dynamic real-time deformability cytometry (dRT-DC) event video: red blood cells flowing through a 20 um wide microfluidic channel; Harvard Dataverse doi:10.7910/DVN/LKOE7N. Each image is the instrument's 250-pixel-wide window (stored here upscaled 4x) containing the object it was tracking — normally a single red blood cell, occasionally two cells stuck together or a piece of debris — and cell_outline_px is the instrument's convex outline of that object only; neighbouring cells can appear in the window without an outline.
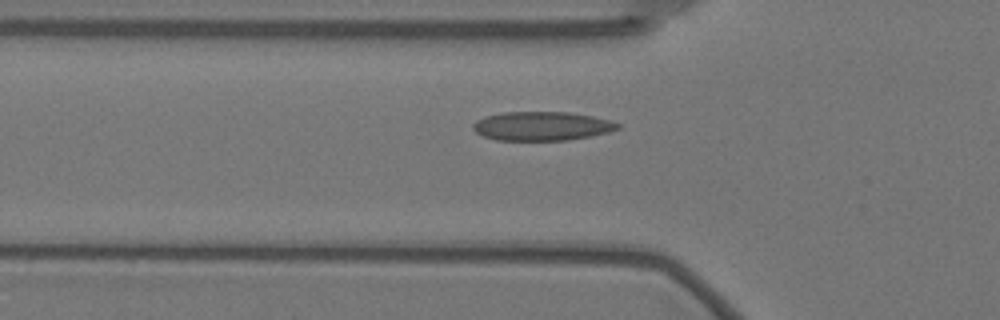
{"species": "Egyptian fruit bat (a non-hibernating species)", "species_latin": "Rousettus aegyptiacus", "temperature_condition": "warm", "stored_images_in_passage": 34, "camera_frame_rate_fps": 3000, "um_per_image_px": 0.085, "animal": {"sex": "female"}, "frame": {"image": 1, "passage_image": 3, "time_ms": 0.667, "image_size_px": [1000, 320], "cell_outline_px": [[620, 128], [608, 132], [568, 140], [496, 140], [484, 136], [476, 132], [472, 128], [472, 124], [476, 120], [484, 116], [504, 112], [568, 112], [592, 116], [612, 120], [620, 124]], "centroid_in_image_um": [46.04, 10.71], "position_along_channel_um": 79.8, "area_um2": 24.39}}
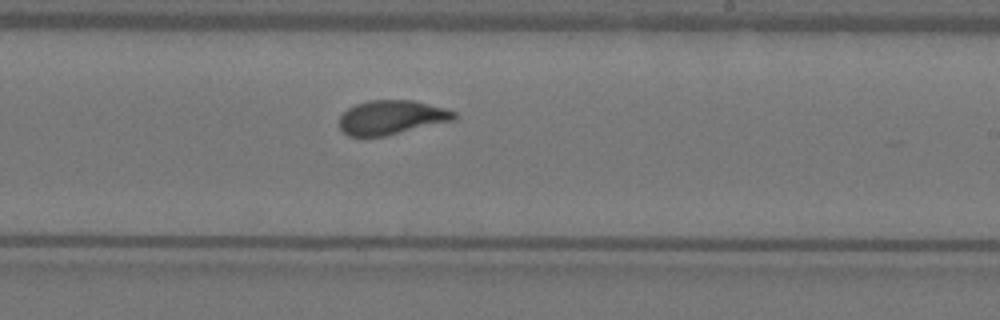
{"frame": {"image": 2, "passage_image": 18, "time_ms": 5.667, "image_size_px": [1000, 320], "cell_outline_px": [[456, 116], [452, 120], [384, 136], [348, 136], [340, 128], [340, 116], [348, 108], [356, 104], [368, 100], [412, 100], [444, 108], [456, 112]], "centroid_in_image_um": [33.24, 9.97], "position_along_channel_um": 255.8, "area_um2": 22.48}}
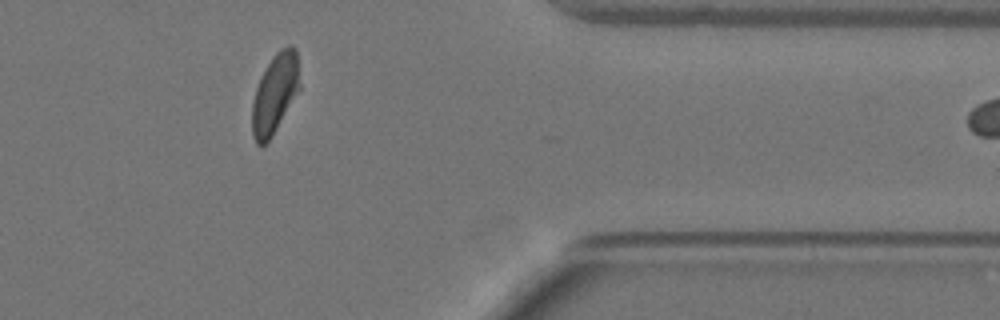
{"frame": {"image": 3, "passage_image": 31, "time_ms": 10.0, "image_size_px": [1000, 320], "cell_outline_px": [[300, 88], [272, 136], [260, 148], [256, 144], [252, 136], [252, 104], [256, 88], [260, 76], [276, 52], [280, 48], [288, 44], [292, 44], [296, 48], [300, 84]], "centroid_in_image_um": [23.36, 7.94], "position_along_channel_um": 388.0, "area_um2": 22.08}}